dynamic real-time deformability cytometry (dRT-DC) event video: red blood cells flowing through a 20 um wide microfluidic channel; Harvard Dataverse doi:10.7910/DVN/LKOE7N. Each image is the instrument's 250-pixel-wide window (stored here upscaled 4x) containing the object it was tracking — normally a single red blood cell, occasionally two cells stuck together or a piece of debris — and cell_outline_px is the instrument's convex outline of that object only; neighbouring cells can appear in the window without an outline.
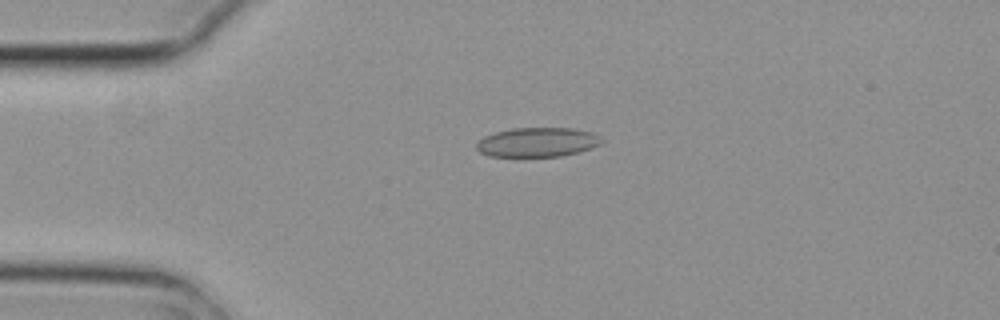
{"species": "common noctule bat (a hibernating species)", "species_latin": "Nyctalus noctula", "temperature_condition": "cold", "stored_images_in_passage": 5, "camera_frame_rate_fps": 3000, "um_per_image_px": 0.085, "animal": {"sex": "female", "body_mass_g": 29.2, "forearm_length_mm": 56.3}, "frame": {"image": 1, "passage_image": 4, "time_ms": 1.0, "image_size_px": [1000, 320], "cell_outline_px": [[604, 140], [600, 144], [592, 148], [560, 156], [488, 156], [480, 152], [476, 148], [476, 144], [484, 136], [496, 132], [512, 128], [572, 128], [592, 132], [600, 136]], "centroid_in_image_um": [45.69, 12.08], "position_along_channel_um": 39.3, "area_um2": 21.33}}